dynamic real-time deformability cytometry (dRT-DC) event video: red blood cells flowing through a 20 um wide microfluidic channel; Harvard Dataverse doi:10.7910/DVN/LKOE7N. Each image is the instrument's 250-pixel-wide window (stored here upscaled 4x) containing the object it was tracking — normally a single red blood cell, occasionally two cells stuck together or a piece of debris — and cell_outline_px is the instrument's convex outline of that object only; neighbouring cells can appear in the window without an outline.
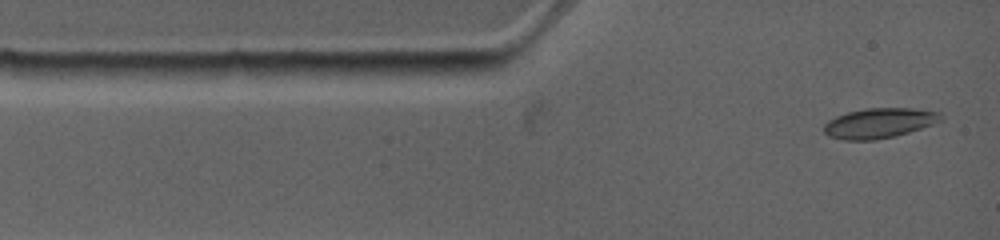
{"species": "common noctule bat (a hibernating species)", "species_latin": "Nyctalus noctula", "temperature_condition": "warm", "stored_images_in_passage": 53, "camera_frame_rate_fps": 4500, "um_per_image_px": 0.085, "animal": {"sex": "female", "body_mass_g": 19.0, "forearm_length_mm": 53.3}, "frame": {"image": 1, "passage_image": 1, "time_ms": 0.0, "image_size_px": [1000, 240], "cell_outline_px": [[940, 120], [932, 124], [908, 132], [876, 140], [844, 140], [828, 136], [824, 132], [824, 124], [828, 120], [836, 116], [848, 112], [868, 108], [912, 108], [940, 112]], "centroid_in_image_um": [74.67, 10.46], "position_along_channel_um": 10.3, "area_um2": 20.17}}
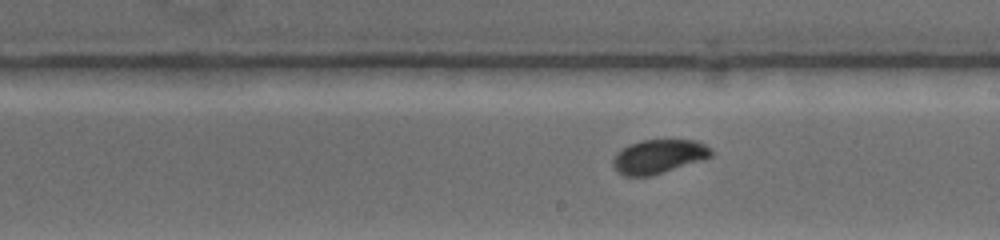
{"frame": {"image": 2, "passage_image": 23, "time_ms": 6.667, "image_size_px": [1000, 240], "cell_outline_px": [[716, 152], [712, 156], [700, 160], [648, 176], [624, 176], [616, 172], [612, 164], [612, 160], [616, 152], [628, 144], [640, 140], [696, 140], [712, 148]], "centroid_in_image_um": [55.95, 13.28], "position_along_channel_um": 233.1, "area_um2": 19.42}}
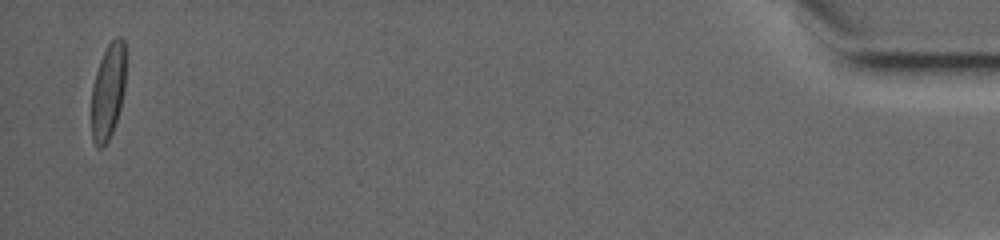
{"frame": {"image": 3, "passage_image": 52, "time_ms": 15.556, "image_size_px": [1000, 240], "cell_outline_px": [[124, 92], [120, 108], [112, 132], [104, 148], [96, 148], [92, 140], [92, 88], [96, 72], [100, 60], [108, 44], [116, 36], [120, 36], [124, 40]], "centroid_in_image_um": [9.17, 7.81], "position_along_channel_um": 426.0, "area_um2": 18.96}}